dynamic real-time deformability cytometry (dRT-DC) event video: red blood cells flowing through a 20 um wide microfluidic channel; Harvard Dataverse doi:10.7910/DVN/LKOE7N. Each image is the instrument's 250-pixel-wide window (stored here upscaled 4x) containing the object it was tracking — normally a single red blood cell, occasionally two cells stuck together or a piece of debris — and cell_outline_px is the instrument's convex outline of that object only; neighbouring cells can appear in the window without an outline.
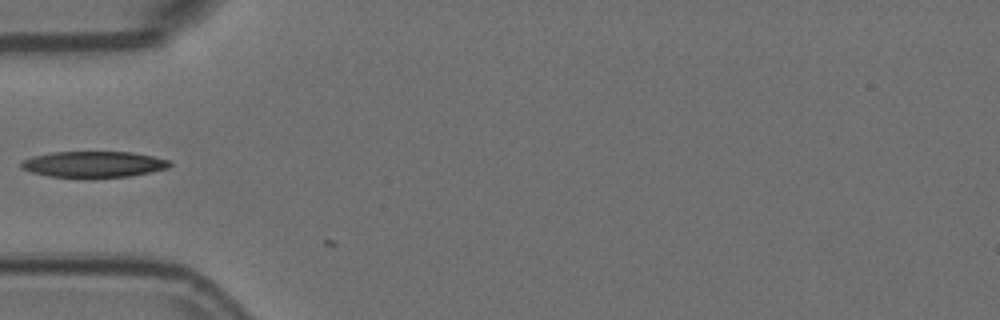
{"species": "Egyptian fruit bat (a non-hibernating species)", "species_latin": "Rousettus aegyptiacus", "temperature_condition": "room temperature", "stored_images_in_passage": 4, "camera_frame_rate_fps": 3000, "um_per_image_px": 0.085, "animal": {"sex": "female"}, "frame": {"image": 1, "passage_image": 3, "time_ms": 0.667, "image_size_px": [1000, 320], "cell_outline_px": [[172, 164], [168, 168], [128, 176], [48, 176], [32, 172], [20, 168], [20, 164], [24, 160], [32, 156], [52, 152], [132, 152], [172, 160]], "centroid_in_image_um": [7.97, 13.94], "position_along_channel_um": 77.0, "area_um2": 22.08}}